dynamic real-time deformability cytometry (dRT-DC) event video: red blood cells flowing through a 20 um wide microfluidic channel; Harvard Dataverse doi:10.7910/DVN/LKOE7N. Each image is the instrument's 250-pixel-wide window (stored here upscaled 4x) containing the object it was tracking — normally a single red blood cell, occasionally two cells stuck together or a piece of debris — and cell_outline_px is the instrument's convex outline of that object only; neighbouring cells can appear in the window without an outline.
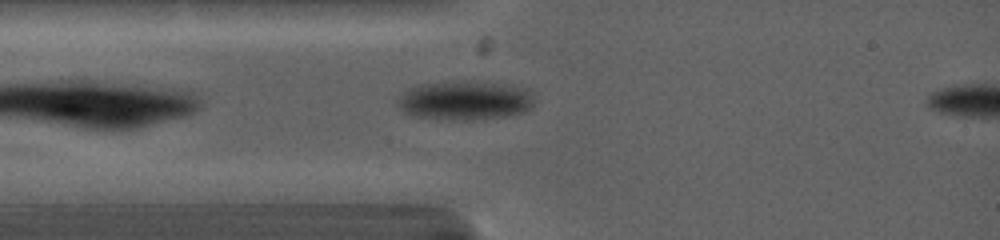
{"species": "common noctule bat (a hibernating species)", "species_latin": "Nyctalus noctula", "temperature_condition": "warm", "stored_images_in_passage": 9, "camera_frame_rate_fps": 5000, "um_per_image_px": 0.085, "animal": {"sex": "female", "body_mass_g": 19.0, "forearm_length_mm": 53.3}, "frame": {"image": 1, "passage_image": 2, "time_ms": 0.4, "image_size_px": [1000, 240], "cell_outline_px": [[532, 108], [524, 112], [504, 116], [464, 120], [452, 120], [420, 116], [404, 112], [400, 108], [396, 100], [408, 88], [420, 84], [452, 80], [468, 80], [508, 84], [524, 88], [532, 92]], "centroid_in_image_um": [39.52, 8.5], "position_along_channel_um": 45.5, "area_um2": 31.33}}
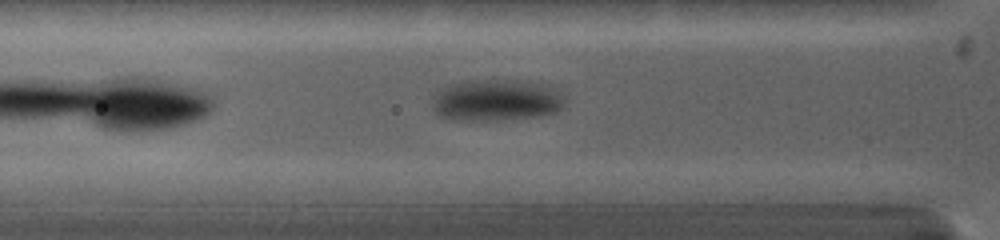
{"frame": {"image": 2, "passage_image": 5, "time_ms": 1.4, "image_size_px": [1000, 240], "cell_outline_px": [[568, 100], [556, 112], [540, 116], [500, 120], [452, 120], [436, 116], [432, 108], [432, 100], [436, 88], [448, 84], [464, 80], [528, 80], [548, 84], [556, 88]], "centroid_in_image_um": [42.16, 8.5], "position_along_channel_um": 83.6, "area_um2": 33.35}}